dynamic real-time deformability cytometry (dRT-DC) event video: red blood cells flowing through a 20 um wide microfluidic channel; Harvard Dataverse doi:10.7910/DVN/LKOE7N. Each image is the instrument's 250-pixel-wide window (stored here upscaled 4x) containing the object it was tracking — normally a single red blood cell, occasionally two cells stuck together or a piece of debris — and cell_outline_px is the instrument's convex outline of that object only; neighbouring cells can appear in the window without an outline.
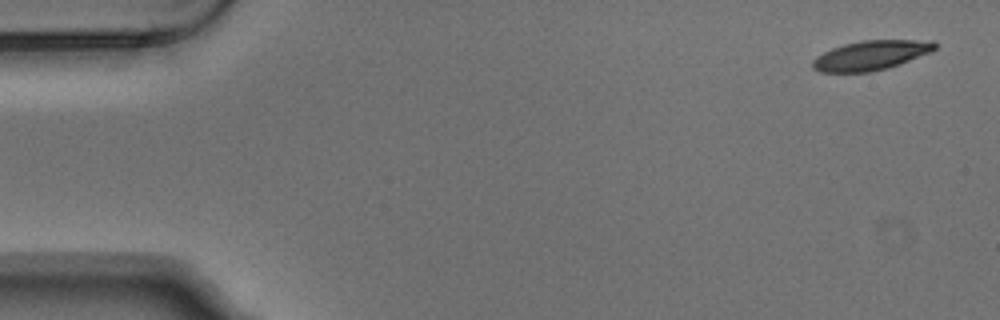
{"species": "Egyptian fruit bat (a non-hibernating species)", "species_latin": "Rousettus aegyptiacus", "temperature_condition": "warm", "stored_images_in_passage": 5, "camera_frame_rate_fps": 3000, "um_per_image_px": 0.085, "animal": {"sex": "male"}, "frame": {"image": 1, "passage_image": 1, "time_ms": 0.0, "image_size_px": [1000, 320], "cell_outline_px": [[936, 48], [932, 52], [888, 68], [872, 72], [820, 72], [812, 68], [812, 60], [816, 56], [832, 48], [844, 44], [860, 40], [932, 40], [936, 44]], "centroid_in_image_um": [74.02, 4.7], "position_along_channel_um": 11.0, "area_um2": 21.15}}
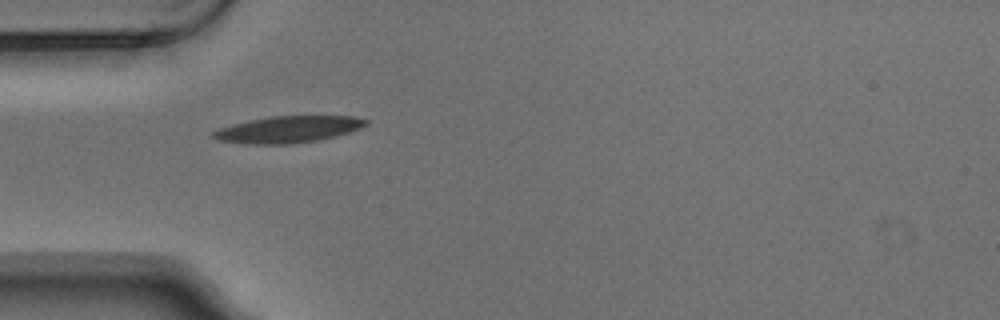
{"frame": {"image": 2, "passage_image": 5, "time_ms": 1.333, "image_size_px": [1000, 320], "cell_outline_px": [[368, 124], [360, 128], [348, 132], [316, 140], [292, 144], [244, 144], [216, 140], [208, 136], [212, 132], [220, 128], [232, 124], [248, 120], [272, 116], [356, 116], [368, 120]], "centroid_in_image_um": [24.42, 11.0], "position_along_channel_um": 60.6, "area_um2": 23.76}}